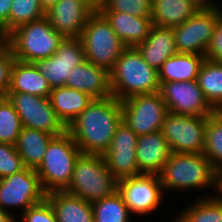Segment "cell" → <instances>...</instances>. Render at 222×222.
I'll return each mask as SVG.
<instances>
[{"label":"cell","mask_w":222,"mask_h":222,"mask_svg":"<svg viewBox=\"0 0 222 222\" xmlns=\"http://www.w3.org/2000/svg\"><path fill=\"white\" fill-rule=\"evenodd\" d=\"M118 192L131 214L144 216L159 209L165 197L157 174L142 173L118 179Z\"/></svg>","instance_id":"4fadbf2b"},{"label":"cell","mask_w":222,"mask_h":222,"mask_svg":"<svg viewBox=\"0 0 222 222\" xmlns=\"http://www.w3.org/2000/svg\"><path fill=\"white\" fill-rule=\"evenodd\" d=\"M57 222H94L92 203L65 191L46 193Z\"/></svg>","instance_id":"7402d4cb"},{"label":"cell","mask_w":222,"mask_h":222,"mask_svg":"<svg viewBox=\"0 0 222 222\" xmlns=\"http://www.w3.org/2000/svg\"><path fill=\"white\" fill-rule=\"evenodd\" d=\"M135 48L144 61L159 70L168 58L177 53L173 29L153 25L145 41Z\"/></svg>","instance_id":"44dd1931"},{"label":"cell","mask_w":222,"mask_h":222,"mask_svg":"<svg viewBox=\"0 0 222 222\" xmlns=\"http://www.w3.org/2000/svg\"><path fill=\"white\" fill-rule=\"evenodd\" d=\"M205 147L203 154L214 169L222 165V112L215 111L208 116L205 128Z\"/></svg>","instance_id":"1f68e13d"},{"label":"cell","mask_w":222,"mask_h":222,"mask_svg":"<svg viewBox=\"0 0 222 222\" xmlns=\"http://www.w3.org/2000/svg\"><path fill=\"white\" fill-rule=\"evenodd\" d=\"M57 2L58 0H40L41 7L45 13Z\"/></svg>","instance_id":"7bdbcfd3"},{"label":"cell","mask_w":222,"mask_h":222,"mask_svg":"<svg viewBox=\"0 0 222 222\" xmlns=\"http://www.w3.org/2000/svg\"><path fill=\"white\" fill-rule=\"evenodd\" d=\"M6 97L13 104L23 127L45 131L53 136L67 131V126L52 108L49 97L22 92H7Z\"/></svg>","instance_id":"8fae6325"},{"label":"cell","mask_w":222,"mask_h":222,"mask_svg":"<svg viewBox=\"0 0 222 222\" xmlns=\"http://www.w3.org/2000/svg\"><path fill=\"white\" fill-rule=\"evenodd\" d=\"M137 139L138 135L122 120L103 154L107 168L117 179L142 174L136 161Z\"/></svg>","instance_id":"9a60e30c"},{"label":"cell","mask_w":222,"mask_h":222,"mask_svg":"<svg viewBox=\"0 0 222 222\" xmlns=\"http://www.w3.org/2000/svg\"><path fill=\"white\" fill-rule=\"evenodd\" d=\"M159 94L171 113L208 117L215 112L196 80L160 82Z\"/></svg>","instance_id":"5bb4252c"},{"label":"cell","mask_w":222,"mask_h":222,"mask_svg":"<svg viewBox=\"0 0 222 222\" xmlns=\"http://www.w3.org/2000/svg\"><path fill=\"white\" fill-rule=\"evenodd\" d=\"M207 102L215 111L222 110V62L205 59L196 79Z\"/></svg>","instance_id":"83f0119b"},{"label":"cell","mask_w":222,"mask_h":222,"mask_svg":"<svg viewBox=\"0 0 222 222\" xmlns=\"http://www.w3.org/2000/svg\"><path fill=\"white\" fill-rule=\"evenodd\" d=\"M12 0H0V28L9 20Z\"/></svg>","instance_id":"ab89813d"},{"label":"cell","mask_w":222,"mask_h":222,"mask_svg":"<svg viewBox=\"0 0 222 222\" xmlns=\"http://www.w3.org/2000/svg\"><path fill=\"white\" fill-rule=\"evenodd\" d=\"M49 99L57 116L68 127L94 98L85 92L61 86L51 90Z\"/></svg>","instance_id":"d4e9b609"},{"label":"cell","mask_w":222,"mask_h":222,"mask_svg":"<svg viewBox=\"0 0 222 222\" xmlns=\"http://www.w3.org/2000/svg\"><path fill=\"white\" fill-rule=\"evenodd\" d=\"M112 96L123 101L159 92L158 70L151 67L135 47H127L109 71Z\"/></svg>","instance_id":"7a4b0ae2"},{"label":"cell","mask_w":222,"mask_h":222,"mask_svg":"<svg viewBox=\"0 0 222 222\" xmlns=\"http://www.w3.org/2000/svg\"><path fill=\"white\" fill-rule=\"evenodd\" d=\"M122 121L121 101L114 96L93 99L67 127L82 154H104Z\"/></svg>","instance_id":"6da1fadb"},{"label":"cell","mask_w":222,"mask_h":222,"mask_svg":"<svg viewBox=\"0 0 222 222\" xmlns=\"http://www.w3.org/2000/svg\"><path fill=\"white\" fill-rule=\"evenodd\" d=\"M205 58L214 62H222V9L211 42L206 50Z\"/></svg>","instance_id":"74e56055"},{"label":"cell","mask_w":222,"mask_h":222,"mask_svg":"<svg viewBox=\"0 0 222 222\" xmlns=\"http://www.w3.org/2000/svg\"><path fill=\"white\" fill-rule=\"evenodd\" d=\"M45 16L40 0H12L9 20L0 28V41L17 27Z\"/></svg>","instance_id":"f546056e"},{"label":"cell","mask_w":222,"mask_h":222,"mask_svg":"<svg viewBox=\"0 0 222 222\" xmlns=\"http://www.w3.org/2000/svg\"><path fill=\"white\" fill-rule=\"evenodd\" d=\"M215 190L217 189L218 194H214L216 198L222 199V165L215 169Z\"/></svg>","instance_id":"60d3db41"},{"label":"cell","mask_w":222,"mask_h":222,"mask_svg":"<svg viewBox=\"0 0 222 222\" xmlns=\"http://www.w3.org/2000/svg\"><path fill=\"white\" fill-rule=\"evenodd\" d=\"M16 220L11 213L0 208V222H17Z\"/></svg>","instance_id":"b9f144b4"},{"label":"cell","mask_w":222,"mask_h":222,"mask_svg":"<svg viewBox=\"0 0 222 222\" xmlns=\"http://www.w3.org/2000/svg\"><path fill=\"white\" fill-rule=\"evenodd\" d=\"M54 136L41 130L23 127L15 144L25 167L36 169Z\"/></svg>","instance_id":"4316f807"},{"label":"cell","mask_w":222,"mask_h":222,"mask_svg":"<svg viewBox=\"0 0 222 222\" xmlns=\"http://www.w3.org/2000/svg\"><path fill=\"white\" fill-rule=\"evenodd\" d=\"M21 215L22 222H57L55 213L46 199L29 207ZM17 222L21 221L18 220Z\"/></svg>","instance_id":"8d00e7d4"},{"label":"cell","mask_w":222,"mask_h":222,"mask_svg":"<svg viewBox=\"0 0 222 222\" xmlns=\"http://www.w3.org/2000/svg\"><path fill=\"white\" fill-rule=\"evenodd\" d=\"M207 116H187L167 112L161 132L171 152L202 154Z\"/></svg>","instance_id":"9c48e42d"},{"label":"cell","mask_w":222,"mask_h":222,"mask_svg":"<svg viewBox=\"0 0 222 222\" xmlns=\"http://www.w3.org/2000/svg\"><path fill=\"white\" fill-rule=\"evenodd\" d=\"M202 6L198 0H152L151 19L155 26L174 28L190 19Z\"/></svg>","instance_id":"603a6c76"},{"label":"cell","mask_w":222,"mask_h":222,"mask_svg":"<svg viewBox=\"0 0 222 222\" xmlns=\"http://www.w3.org/2000/svg\"><path fill=\"white\" fill-rule=\"evenodd\" d=\"M63 39L45 16L17 27L2 42L12 51L17 61L35 63L51 57Z\"/></svg>","instance_id":"277c9868"},{"label":"cell","mask_w":222,"mask_h":222,"mask_svg":"<svg viewBox=\"0 0 222 222\" xmlns=\"http://www.w3.org/2000/svg\"><path fill=\"white\" fill-rule=\"evenodd\" d=\"M65 86L85 92L94 99L112 96L109 71L87 60L69 72Z\"/></svg>","instance_id":"ac0fdd59"},{"label":"cell","mask_w":222,"mask_h":222,"mask_svg":"<svg viewBox=\"0 0 222 222\" xmlns=\"http://www.w3.org/2000/svg\"><path fill=\"white\" fill-rule=\"evenodd\" d=\"M85 60V51L80 38H64L51 57L38 60L34 64L53 89L65 86L69 72Z\"/></svg>","instance_id":"2e32d148"},{"label":"cell","mask_w":222,"mask_h":222,"mask_svg":"<svg viewBox=\"0 0 222 222\" xmlns=\"http://www.w3.org/2000/svg\"><path fill=\"white\" fill-rule=\"evenodd\" d=\"M122 120L138 135L161 131L168 112L159 92L132 96L121 101Z\"/></svg>","instance_id":"7c38bea8"},{"label":"cell","mask_w":222,"mask_h":222,"mask_svg":"<svg viewBox=\"0 0 222 222\" xmlns=\"http://www.w3.org/2000/svg\"><path fill=\"white\" fill-rule=\"evenodd\" d=\"M91 14L80 0H58L46 12V17L53 29L64 38H80Z\"/></svg>","instance_id":"e0dca14e"},{"label":"cell","mask_w":222,"mask_h":222,"mask_svg":"<svg viewBox=\"0 0 222 222\" xmlns=\"http://www.w3.org/2000/svg\"><path fill=\"white\" fill-rule=\"evenodd\" d=\"M86 60L110 71L127 48L101 13L91 14L80 36Z\"/></svg>","instance_id":"52a82bcc"},{"label":"cell","mask_w":222,"mask_h":222,"mask_svg":"<svg viewBox=\"0 0 222 222\" xmlns=\"http://www.w3.org/2000/svg\"><path fill=\"white\" fill-rule=\"evenodd\" d=\"M94 222H130L132 214L117 191L111 196L92 202Z\"/></svg>","instance_id":"4dcf8cb0"},{"label":"cell","mask_w":222,"mask_h":222,"mask_svg":"<svg viewBox=\"0 0 222 222\" xmlns=\"http://www.w3.org/2000/svg\"><path fill=\"white\" fill-rule=\"evenodd\" d=\"M65 192L94 202L118 191V179L107 168L102 154H80Z\"/></svg>","instance_id":"8992f818"},{"label":"cell","mask_w":222,"mask_h":222,"mask_svg":"<svg viewBox=\"0 0 222 222\" xmlns=\"http://www.w3.org/2000/svg\"><path fill=\"white\" fill-rule=\"evenodd\" d=\"M102 11L125 12L136 17H151L152 0H106Z\"/></svg>","instance_id":"836d02e7"},{"label":"cell","mask_w":222,"mask_h":222,"mask_svg":"<svg viewBox=\"0 0 222 222\" xmlns=\"http://www.w3.org/2000/svg\"><path fill=\"white\" fill-rule=\"evenodd\" d=\"M101 14L126 47H136L143 43L153 27L151 17H136L115 11H102Z\"/></svg>","instance_id":"ffe728a7"},{"label":"cell","mask_w":222,"mask_h":222,"mask_svg":"<svg viewBox=\"0 0 222 222\" xmlns=\"http://www.w3.org/2000/svg\"><path fill=\"white\" fill-rule=\"evenodd\" d=\"M15 60L12 51L0 41V98L7 95L10 86L11 69Z\"/></svg>","instance_id":"d590c367"},{"label":"cell","mask_w":222,"mask_h":222,"mask_svg":"<svg viewBox=\"0 0 222 222\" xmlns=\"http://www.w3.org/2000/svg\"><path fill=\"white\" fill-rule=\"evenodd\" d=\"M83 5L92 13H101L106 5V0H80Z\"/></svg>","instance_id":"f35d334b"},{"label":"cell","mask_w":222,"mask_h":222,"mask_svg":"<svg viewBox=\"0 0 222 222\" xmlns=\"http://www.w3.org/2000/svg\"><path fill=\"white\" fill-rule=\"evenodd\" d=\"M203 6L216 4L213 0H198Z\"/></svg>","instance_id":"ee69618b"},{"label":"cell","mask_w":222,"mask_h":222,"mask_svg":"<svg viewBox=\"0 0 222 222\" xmlns=\"http://www.w3.org/2000/svg\"><path fill=\"white\" fill-rule=\"evenodd\" d=\"M171 149L161 131L138 136L136 161L144 174H159L171 155Z\"/></svg>","instance_id":"d6986e66"},{"label":"cell","mask_w":222,"mask_h":222,"mask_svg":"<svg viewBox=\"0 0 222 222\" xmlns=\"http://www.w3.org/2000/svg\"><path fill=\"white\" fill-rule=\"evenodd\" d=\"M80 154L68 131L50 140L42 162L35 169L46 193L64 191L68 187Z\"/></svg>","instance_id":"5b68a950"},{"label":"cell","mask_w":222,"mask_h":222,"mask_svg":"<svg viewBox=\"0 0 222 222\" xmlns=\"http://www.w3.org/2000/svg\"><path fill=\"white\" fill-rule=\"evenodd\" d=\"M221 5L202 6L190 19L172 28L177 53L204 55L221 16Z\"/></svg>","instance_id":"ba28073f"},{"label":"cell","mask_w":222,"mask_h":222,"mask_svg":"<svg viewBox=\"0 0 222 222\" xmlns=\"http://www.w3.org/2000/svg\"><path fill=\"white\" fill-rule=\"evenodd\" d=\"M51 87L34 63L15 60L11 69L10 86L7 92L29 93L48 98Z\"/></svg>","instance_id":"cb8c5ba5"},{"label":"cell","mask_w":222,"mask_h":222,"mask_svg":"<svg viewBox=\"0 0 222 222\" xmlns=\"http://www.w3.org/2000/svg\"><path fill=\"white\" fill-rule=\"evenodd\" d=\"M23 126L13 104L0 98V143L15 145Z\"/></svg>","instance_id":"d6a6232c"},{"label":"cell","mask_w":222,"mask_h":222,"mask_svg":"<svg viewBox=\"0 0 222 222\" xmlns=\"http://www.w3.org/2000/svg\"><path fill=\"white\" fill-rule=\"evenodd\" d=\"M25 168L15 145L0 143V179Z\"/></svg>","instance_id":"e575fe53"},{"label":"cell","mask_w":222,"mask_h":222,"mask_svg":"<svg viewBox=\"0 0 222 222\" xmlns=\"http://www.w3.org/2000/svg\"><path fill=\"white\" fill-rule=\"evenodd\" d=\"M204 55L176 53L158 70L160 82L193 81L197 79Z\"/></svg>","instance_id":"484cf974"},{"label":"cell","mask_w":222,"mask_h":222,"mask_svg":"<svg viewBox=\"0 0 222 222\" xmlns=\"http://www.w3.org/2000/svg\"><path fill=\"white\" fill-rule=\"evenodd\" d=\"M45 199L46 192L35 169L25 167L20 172L0 179V208L12 215L10 208L20 209L23 213Z\"/></svg>","instance_id":"30bf717a"},{"label":"cell","mask_w":222,"mask_h":222,"mask_svg":"<svg viewBox=\"0 0 222 222\" xmlns=\"http://www.w3.org/2000/svg\"><path fill=\"white\" fill-rule=\"evenodd\" d=\"M158 175L164 193L215 187V169L203 153L172 152Z\"/></svg>","instance_id":"3957f363"},{"label":"cell","mask_w":222,"mask_h":222,"mask_svg":"<svg viewBox=\"0 0 222 222\" xmlns=\"http://www.w3.org/2000/svg\"><path fill=\"white\" fill-rule=\"evenodd\" d=\"M179 213L174 222H222V199L204 194Z\"/></svg>","instance_id":"f1b7e54d"}]
</instances>
